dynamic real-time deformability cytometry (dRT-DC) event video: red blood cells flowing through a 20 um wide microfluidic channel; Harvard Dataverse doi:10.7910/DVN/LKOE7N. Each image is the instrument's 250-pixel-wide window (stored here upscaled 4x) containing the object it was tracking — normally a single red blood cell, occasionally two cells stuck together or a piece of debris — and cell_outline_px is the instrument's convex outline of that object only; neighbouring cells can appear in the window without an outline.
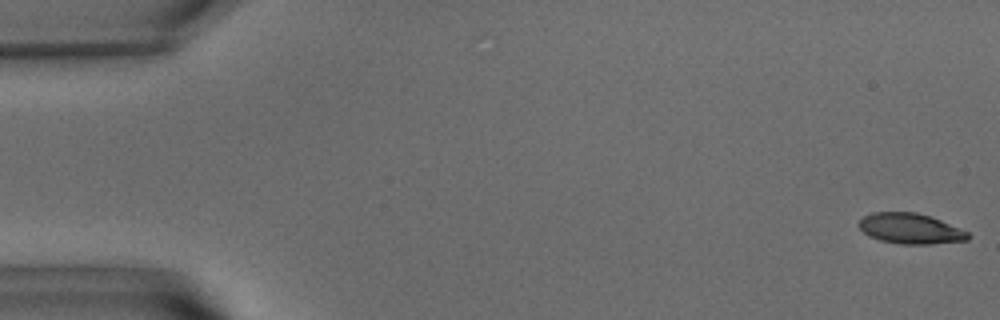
{"species": "common noctule bat (a hibernating species)", "species_latin": "Nyctalus noctula", "temperature_condition": "warm", "stored_images_in_passage": 10, "camera_frame_rate_fps": 3000, "um_per_image_px": 0.085, "animal": {"sex": "male", "body_mass_g": 15.6}, "frame": {"image": 1, "passage_image": 1, "time_ms": 0.0, "image_size_px": [1000, 320], "cell_outline_px": [[972, 236], [968, 240], [932, 244], [900, 244], [880, 240], [868, 236], [856, 224], [864, 216], [872, 212], [916, 212], [932, 216], [960, 228], [968, 232]], "centroid_in_image_um": [77.39, 19.43], "position_along_channel_um": 7.6, "area_um2": 19.59}}